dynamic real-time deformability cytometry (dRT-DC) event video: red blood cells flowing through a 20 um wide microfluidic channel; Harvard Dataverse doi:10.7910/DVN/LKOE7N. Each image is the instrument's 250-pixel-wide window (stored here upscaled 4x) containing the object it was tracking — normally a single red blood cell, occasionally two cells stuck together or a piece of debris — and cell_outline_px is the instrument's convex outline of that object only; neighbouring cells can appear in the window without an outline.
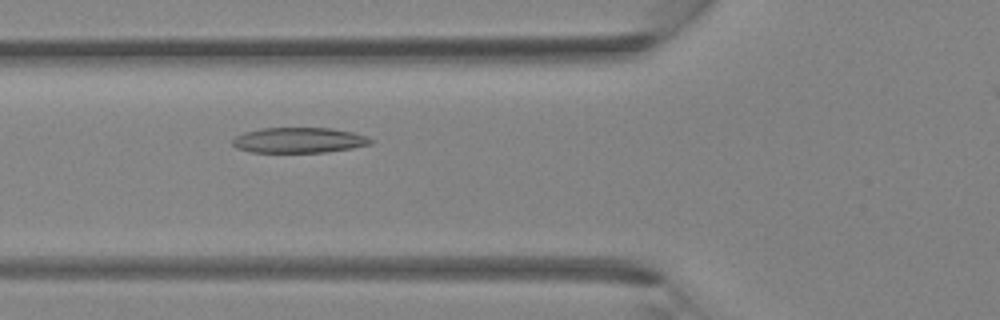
{"species": "Egyptian fruit bat (a non-hibernating species)", "species_latin": "Rousettus aegyptiacus", "temperature_condition": "room temperature", "stored_images_in_passage": 37, "camera_frame_rate_fps": 3000, "um_per_image_px": 0.085, "animal": {"sex": "female"}, "frame": {"image": 1, "passage_image": 15, "time_ms": 4.667, "image_size_px": [1000, 320], "cell_outline_px": [[376, 140], [372, 144], [352, 148], [324, 152], [252, 152], [236, 148], [232, 144], [232, 140], [236, 136], [244, 132], [260, 128], [332, 128], [352, 132]], "centroid_in_image_um": [25.41, 11.91], "position_along_channel_um": 100.4, "area_um2": 20.46}}
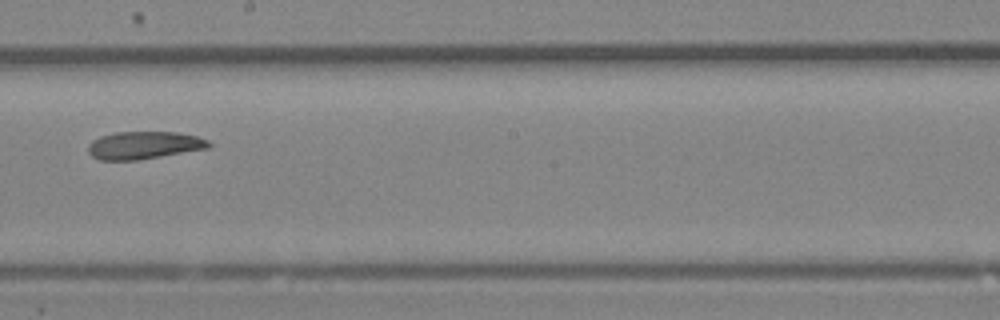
{"frame": {"image": 2, "passage_image": 23, "time_ms": 7.333, "image_size_px": [1000, 320], "cell_outline_px": [[212, 144], [208, 148], [136, 160], [100, 160], [92, 156], [88, 152], [88, 144], [92, 140], [100, 136], [116, 132], [176, 132], [196, 136], [208, 140]], "centroid_in_image_um": [12.21, 12.34], "position_along_channel_um": 236.0, "area_um2": 19.31}}
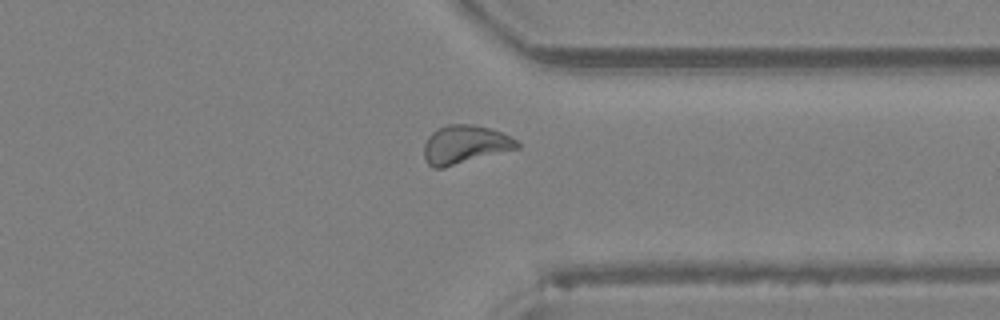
{"frame": {"image": 3, "passage_image": 31, "time_ms": 10.0, "image_size_px": [1000, 320], "cell_outline_px": [[520, 148], [444, 168], [432, 168], [424, 160], [424, 144], [428, 136], [432, 132], [448, 124], [472, 124], [488, 128], [500, 132], [516, 140], [520, 144]], "centroid_in_image_um": [39.5, 12.31], "position_along_channel_um": 371.9, "area_um2": 20.92}}